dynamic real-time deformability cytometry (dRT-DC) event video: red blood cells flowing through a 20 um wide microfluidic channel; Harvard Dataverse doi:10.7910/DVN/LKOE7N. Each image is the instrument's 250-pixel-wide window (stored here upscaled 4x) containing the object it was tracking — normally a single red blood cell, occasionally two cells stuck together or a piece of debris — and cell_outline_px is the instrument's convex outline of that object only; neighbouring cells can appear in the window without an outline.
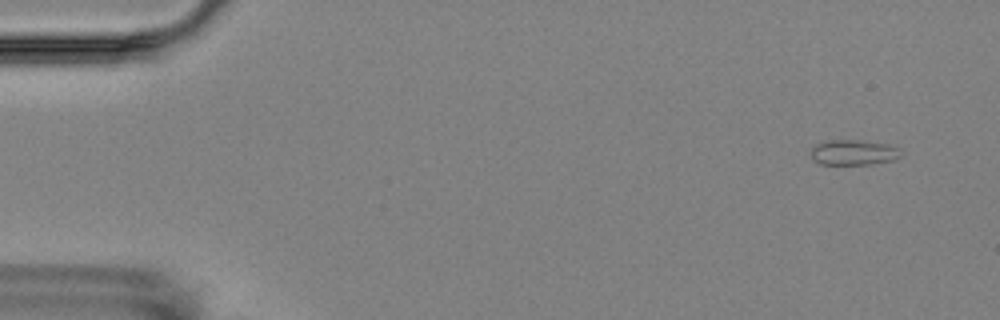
{"species": "Egyptian fruit bat (a non-hibernating species)", "species_latin": "Rousettus aegyptiacus", "temperature_condition": "room temperature", "stored_images_in_passage": 5, "camera_frame_rate_fps": 3000, "um_per_image_px": 0.085, "animal": {"sex": "female"}, "frame": {"image": 1, "passage_image": 1, "time_ms": 0.0, "image_size_px": [1000, 320], "cell_outline_px": [[900, 156], [896, 160], [872, 164], [820, 164], [812, 160], [812, 148], [816, 144], [824, 140], [860, 140], [888, 144], [900, 148]], "centroid_in_image_um": [72.56, 12.95], "position_along_channel_um": 12.4, "area_um2": 13.41}}